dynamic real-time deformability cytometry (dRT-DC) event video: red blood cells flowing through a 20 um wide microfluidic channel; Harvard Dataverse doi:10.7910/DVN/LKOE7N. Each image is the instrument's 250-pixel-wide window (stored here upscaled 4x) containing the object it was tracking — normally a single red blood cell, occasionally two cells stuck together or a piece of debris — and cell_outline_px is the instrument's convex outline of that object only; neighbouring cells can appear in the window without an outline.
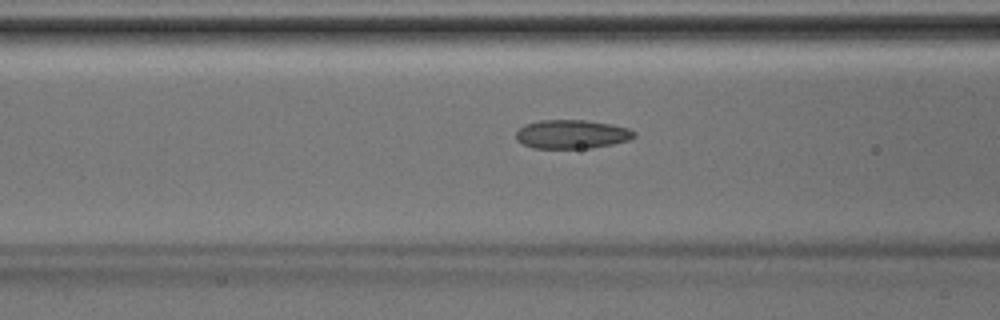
{"species": "Egyptian fruit bat (a non-hibernating species)", "species_latin": "Rousettus aegyptiacus", "temperature_condition": "room temperature", "stored_images_in_passage": 36, "camera_frame_rate_fps": 3000, "um_per_image_px": 0.085, "animal": {"sex": "male"}, "frame": {"image": 1, "passage_image": 11, "time_ms": 3.333, "image_size_px": [1000, 320], "cell_outline_px": [[636, 136], [628, 140], [612, 144], [592, 148], [532, 148], [516, 140], [516, 132], [524, 124], [540, 120], [584, 120], [612, 124], [628, 128], [636, 132]], "centroid_in_image_um": [48.6, 11.41], "position_along_channel_um": 118.0, "area_um2": 19.88}}
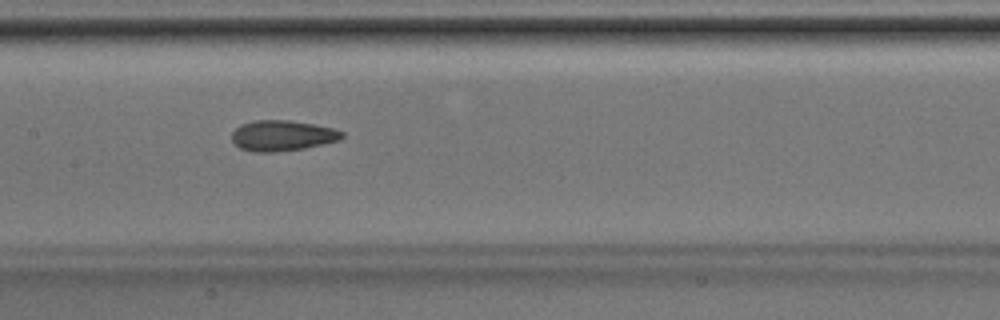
{"frame": {"image": 2, "passage_image": 15, "time_ms": 4.667, "image_size_px": [1000, 320], "cell_outline_px": [[344, 136], [340, 140], [324, 144], [304, 148], [276, 152], [256, 152], [240, 148], [232, 140], [232, 132], [240, 124], [256, 120], [288, 120], [312, 124], [332, 128], [344, 132]], "centroid_in_image_um": [24.0, 11.53], "position_along_channel_um": 183.4, "area_um2": 19.59}}
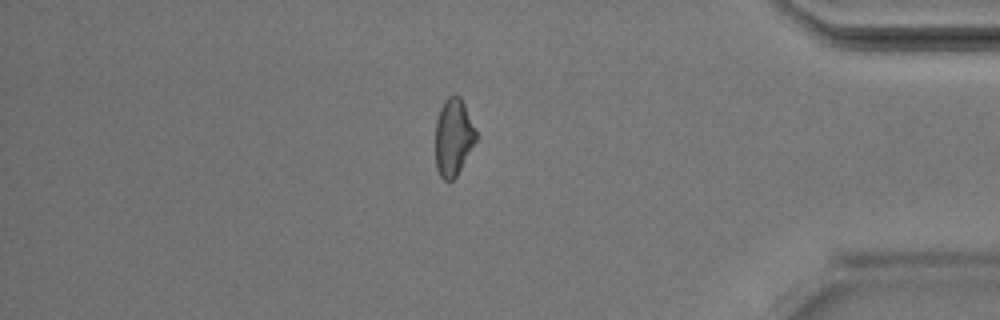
{"frame": {"image": 3, "passage_image": 30, "time_ms": 9.667, "image_size_px": [1000, 320], "cell_outline_px": [[476, 140], [456, 176], [452, 180], [444, 180], [440, 176], [436, 168], [436, 120], [440, 108], [444, 100], [448, 96], [460, 96], [464, 104], [476, 132]], "centroid_in_image_um": [38.51, 11.66], "position_along_channel_um": 396.7, "area_um2": 17.92}}